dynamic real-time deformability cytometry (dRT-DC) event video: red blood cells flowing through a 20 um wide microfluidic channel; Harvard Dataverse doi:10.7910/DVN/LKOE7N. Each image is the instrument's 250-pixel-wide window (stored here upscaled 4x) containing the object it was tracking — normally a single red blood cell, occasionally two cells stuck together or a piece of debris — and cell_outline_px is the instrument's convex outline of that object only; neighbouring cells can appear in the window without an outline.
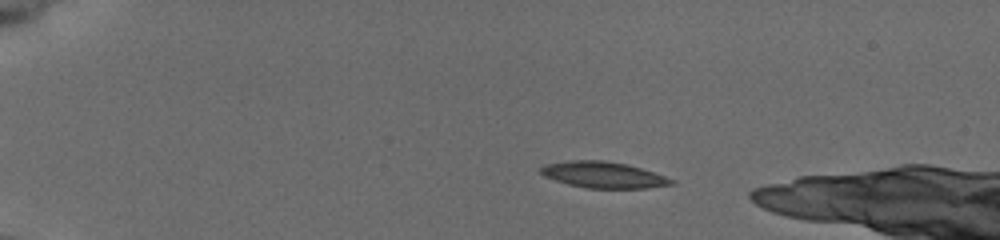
{"species": "common noctule bat (a hibernating species)", "species_latin": "Nyctalus noctula", "temperature_condition": "cold", "stored_images_in_passage": 42, "camera_frame_rate_fps": 3000, "um_per_image_px": 0.085, "animal": {"sex": "female", "body_mass_g": 19.5, "forearm_length_mm": 54.1}, "frame": {"image": 1, "passage_image": 1, "time_ms": 0.0, "image_size_px": [1000, 240], "cell_outline_px": [[676, 180], [672, 184], [644, 188], [588, 188], [568, 184], [544, 176], [540, 172], [540, 168], [544, 164], [572, 160], [604, 160], [628, 164]], "centroid_in_image_um": [51.26, 14.85], "position_along_channel_um": 33.7, "area_um2": 19.77}}
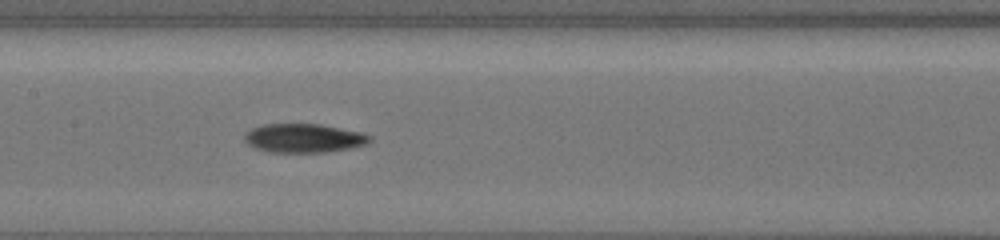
{"frame": {"image": 2, "passage_image": 19, "time_ms": 6.0, "image_size_px": [1000, 240], "cell_outline_px": [[372, 140], [364, 144], [352, 148], [324, 152], [268, 152], [256, 148], [248, 144], [244, 140], [244, 136], [252, 128], [264, 124], [320, 124], [360, 132], [368, 136]], "centroid_in_image_um": [25.79, 11.74], "position_along_channel_um": 181.6, "area_um2": 20.81}}
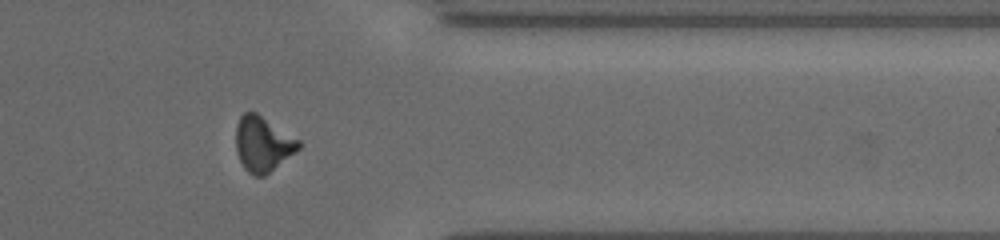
{"frame": {"image": 3, "passage_image": 36, "time_ms": 11.667, "image_size_px": [1000, 240], "cell_outline_px": [[300, 148], [264, 176], [256, 176], [248, 172], [244, 168], [236, 152], [236, 124], [240, 116], [244, 112], [256, 112], [300, 140]], "centroid_in_image_um": [22.32, 12.22], "position_along_channel_um": 389.1, "area_um2": 20.0}}